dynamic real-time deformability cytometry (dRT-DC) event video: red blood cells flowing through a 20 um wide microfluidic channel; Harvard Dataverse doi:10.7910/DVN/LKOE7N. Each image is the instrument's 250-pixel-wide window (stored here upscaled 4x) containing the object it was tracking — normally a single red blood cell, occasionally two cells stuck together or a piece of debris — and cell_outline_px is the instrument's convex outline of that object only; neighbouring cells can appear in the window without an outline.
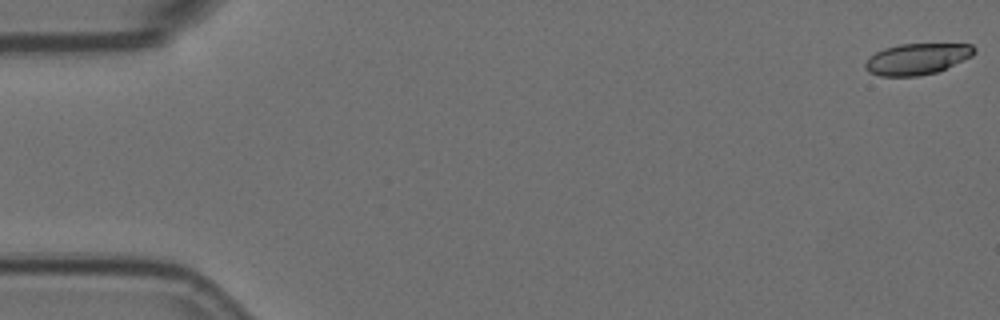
{"species": "Egyptian fruit bat (a non-hibernating species)", "species_latin": "Rousettus aegyptiacus", "temperature_condition": "room temperature", "stored_images_in_passage": 57, "camera_frame_rate_fps": 3000, "um_per_image_px": 0.085, "animal": {"sex": "female"}, "frame": {"image": 1, "passage_image": 1, "time_ms": 0.0, "image_size_px": [1000, 320], "cell_outline_px": [[976, 52], [972, 56], [936, 72], [920, 76], [880, 76], [868, 72], [864, 68], [864, 64], [876, 52], [884, 48], [900, 44], [972, 44], [976, 48]], "centroid_in_image_um": [77.95, 5.01], "position_along_channel_um": 7.1, "area_um2": 19.71}}
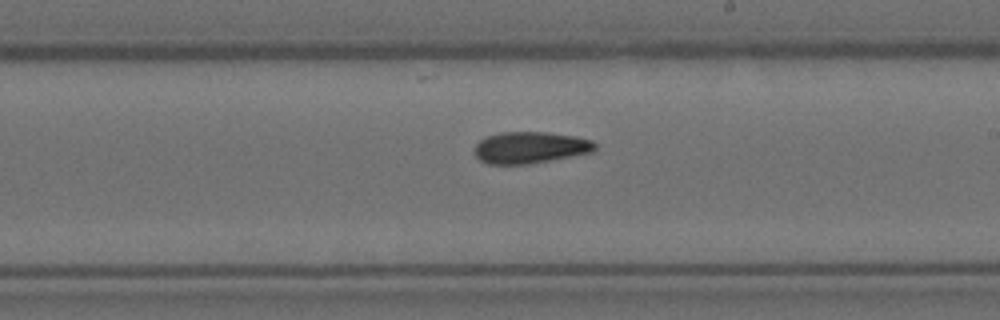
{"frame": {"image": 2, "passage_image": 33, "time_ms": 10.667, "image_size_px": [1000, 320], "cell_outline_px": [[596, 148], [592, 152], [572, 156], [528, 164], [488, 164], [480, 160], [476, 156], [476, 144], [480, 140], [488, 136], [500, 132], [548, 132], [576, 136], [592, 140], [596, 144]], "centroid_in_image_um": [45.09, 12.53], "position_along_channel_um": 243.9, "area_um2": 22.14}}
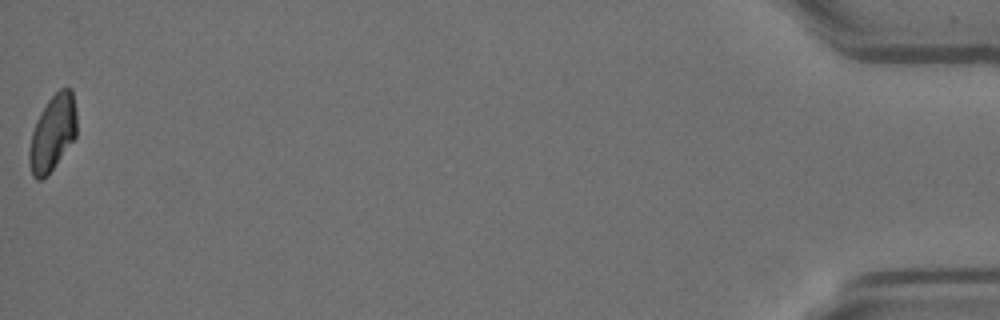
{"frame": {"image": 3, "passage_image": 57, "time_ms": 18.667, "image_size_px": [1000, 320], "cell_outline_px": [[76, 136], [52, 168], [40, 180], [36, 180], [32, 176], [28, 160], [28, 152], [32, 132], [36, 120], [40, 112], [48, 100], [60, 88], [72, 88], [76, 112]], "centroid_in_image_um": [4.45, 11.27], "position_along_channel_um": 430.7, "area_um2": 20.75}, "authors_computed_cell_mechanics": {"area_um2": 21.5594, "velocity_mm_per_s": 3.5826, "shape_relaxation_time_tau1_ms": 6.0267, "shape_relaxation_time_tau2_ms": 8.3796, "deformation_change_tau1": 0.1745, "deformation_change_tau2": 0.1502}}